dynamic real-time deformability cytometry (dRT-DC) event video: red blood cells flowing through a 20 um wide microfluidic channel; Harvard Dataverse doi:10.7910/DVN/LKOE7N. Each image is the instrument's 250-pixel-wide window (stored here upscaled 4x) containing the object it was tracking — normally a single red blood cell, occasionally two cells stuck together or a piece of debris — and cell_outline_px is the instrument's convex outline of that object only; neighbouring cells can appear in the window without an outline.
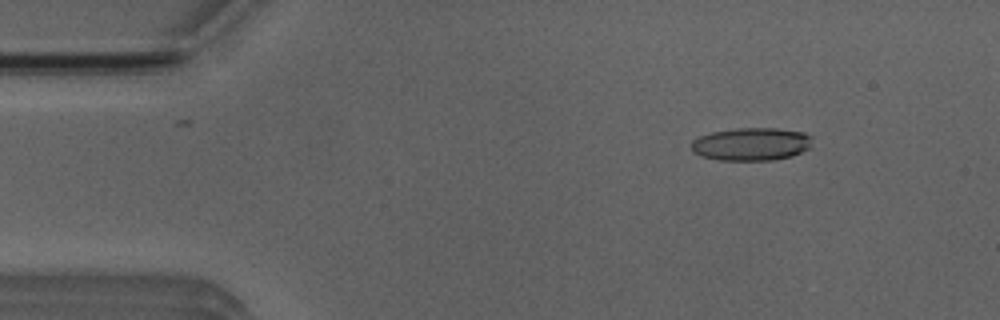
{"species": "Egyptian fruit bat (a non-hibernating species)", "species_latin": "Rousettus aegyptiacus", "temperature_condition": "room temperature", "stored_images_in_passage": 31, "camera_frame_rate_fps": 3000, "um_per_image_px": 0.085, "animal": {"sex": "male"}, "frame": {"image": 1, "passage_image": 7, "time_ms": 2.0, "image_size_px": [1000, 320], "cell_outline_px": [[812, 136], [808, 148], [792, 156], [772, 160], [720, 160], [700, 156], [692, 152], [692, 140], [700, 136], [712, 132], [736, 128], [776, 128], [804, 132]], "centroid_in_image_um": [63.84, 12.24], "position_along_channel_um": 21.2, "area_um2": 23.18}}
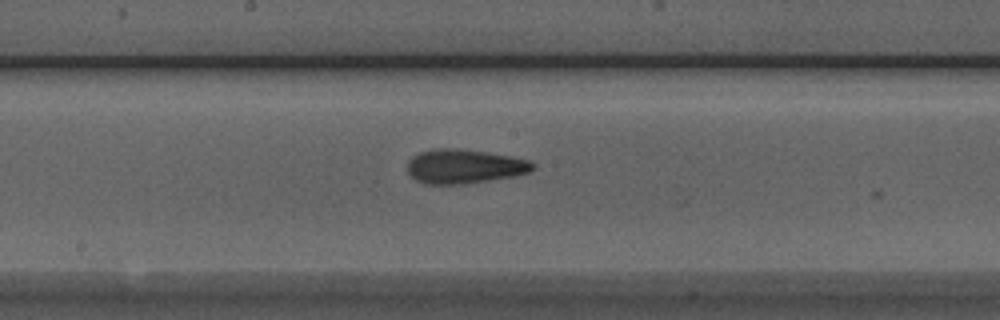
{"frame": {"image": 2, "passage_image": 27, "time_ms": 8.667, "image_size_px": [1000, 320], "cell_outline_px": [[536, 168], [528, 172], [512, 176], [464, 184], [424, 184], [416, 180], [408, 172], [408, 160], [412, 156], [420, 152], [432, 148], [456, 148], [512, 156], [528, 160], [536, 164]], "centroid_in_image_um": [39.45, 14.13], "position_along_channel_um": 208.8, "area_um2": 24.97}}
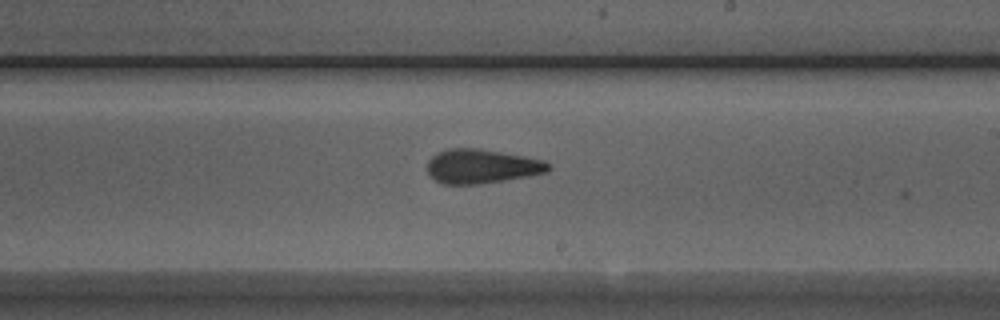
{"frame": {"image": 3, "passage_image": 30, "time_ms": 9.667, "image_size_px": [1000, 320], "cell_outline_px": [[552, 168], [548, 172], [528, 176], [504, 180], [476, 184], [444, 184], [436, 180], [428, 172], [428, 160], [436, 152], [448, 148], [480, 148], [544, 160], [552, 164]], "centroid_in_image_um": [40.97, 14.12], "position_along_channel_um": 248.0, "area_um2": 24.16}}